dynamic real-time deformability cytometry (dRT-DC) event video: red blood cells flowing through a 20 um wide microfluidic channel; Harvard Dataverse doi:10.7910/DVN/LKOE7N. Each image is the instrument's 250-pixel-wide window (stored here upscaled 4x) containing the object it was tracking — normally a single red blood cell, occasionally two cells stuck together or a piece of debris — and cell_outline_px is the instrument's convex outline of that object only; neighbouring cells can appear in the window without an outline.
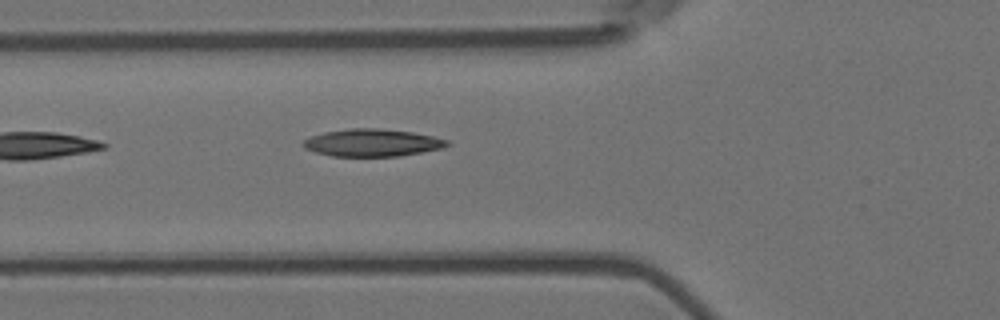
{"species": "Egyptian fruit bat (a non-hibernating species)", "species_latin": "Rousettus aegyptiacus", "temperature_condition": "room temperature", "stored_images_in_passage": 2, "camera_frame_rate_fps": 3000, "um_per_image_px": 0.085, "animal": {"sex": "female"}, "frame": {"image": 1, "passage_image": 2, "time_ms": 0.333, "image_size_px": [1000, 320], "cell_outline_px": [[452, 144], [440, 148], [400, 156], [332, 156], [316, 152], [304, 148], [304, 140], [312, 136], [324, 132], [352, 128], [380, 128], [412, 132], [432, 136], [448, 140]], "centroid_in_image_um": [31.65, 12.13], "position_along_channel_um": 94.1, "area_um2": 22.77}}